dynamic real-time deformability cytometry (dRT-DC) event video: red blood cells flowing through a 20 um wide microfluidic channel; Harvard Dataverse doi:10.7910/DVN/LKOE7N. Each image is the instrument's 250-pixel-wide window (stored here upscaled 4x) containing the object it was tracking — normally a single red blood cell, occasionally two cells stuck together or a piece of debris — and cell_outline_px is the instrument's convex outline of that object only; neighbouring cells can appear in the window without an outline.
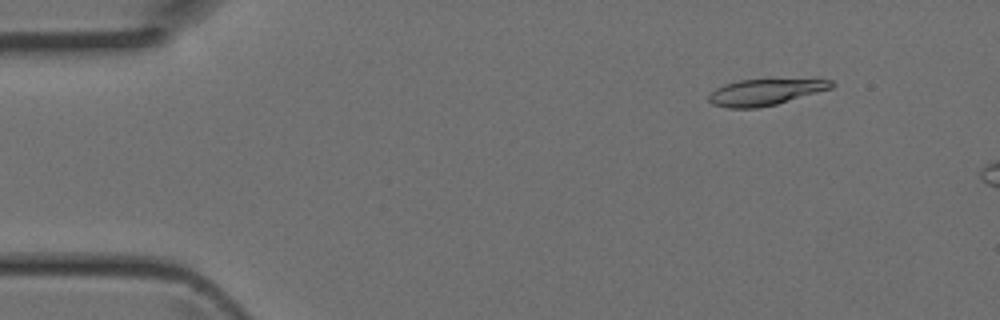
{"species": "Egyptian fruit bat (a non-hibernating species)", "species_latin": "Rousettus aegyptiacus", "temperature_condition": "room temperature", "stored_images_in_passage": 5, "camera_frame_rate_fps": 3000, "um_per_image_px": 0.085, "animal": {"sex": "female"}, "frame": {"image": 1, "passage_image": 2, "time_ms": 0.333, "image_size_px": [1000, 320], "cell_outline_px": [[836, 84], [832, 88], [776, 104], [756, 108], [728, 108], [712, 104], [708, 100], [708, 96], [716, 88], [724, 84], [740, 80], [832, 80]], "centroid_in_image_um": [65.0, 7.84], "position_along_channel_um": 20.0, "area_um2": 18.38}}